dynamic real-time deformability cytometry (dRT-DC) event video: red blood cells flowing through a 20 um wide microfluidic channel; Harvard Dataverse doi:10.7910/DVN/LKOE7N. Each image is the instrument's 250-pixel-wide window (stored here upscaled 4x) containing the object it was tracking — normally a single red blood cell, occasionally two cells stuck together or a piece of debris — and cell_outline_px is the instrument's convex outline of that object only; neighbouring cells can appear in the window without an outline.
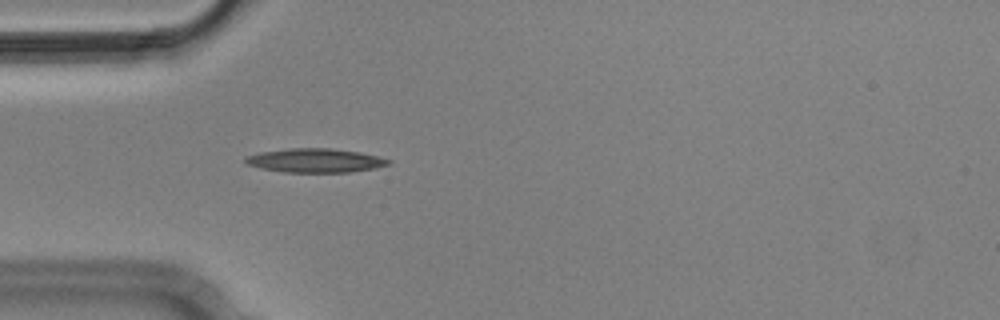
{"species": "Egyptian fruit bat (a non-hibernating species)", "species_latin": "Rousettus aegyptiacus", "temperature_condition": "cold", "stored_images_in_passage": 3, "camera_frame_rate_fps": 3000, "um_per_image_px": 0.085, "animal": {"sex": "male"}, "frame": {"image": 1, "passage_image": 3, "time_ms": 0.667, "image_size_px": [1000, 320], "cell_outline_px": [[392, 164], [372, 168], [348, 172], [284, 172], [260, 168], [244, 164], [244, 156], [260, 152], [292, 148], [332, 148], [360, 152], [392, 160]], "centroid_in_image_um": [26.75, 13.64], "position_along_channel_um": 58.2, "area_um2": 20.0}}